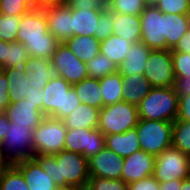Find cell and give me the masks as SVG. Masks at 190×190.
I'll list each match as a JSON object with an SVG mask.
<instances>
[{
  "mask_svg": "<svg viewBox=\"0 0 190 190\" xmlns=\"http://www.w3.org/2000/svg\"><path fill=\"white\" fill-rule=\"evenodd\" d=\"M34 159L58 188L88 186V159L84 155L61 150L54 155H34Z\"/></svg>",
  "mask_w": 190,
  "mask_h": 190,
  "instance_id": "obj_1",
  "label": "cell"
},
{
  "mask_svg": "<svg viewBox=\"0 0 190 190\" xmlns=\"http://www.w3.org/2000/svg\"><path fill=\"white\" fill-rule=\"evenodd\" d=\"M43 89L45 116L63 120L81 103L72 85L60 76L54 75Z\"/></svg>",
  "mask_w": 190,
  "mask_h": 190,
  "instance_id": "obj_2",
  "label": "cell"
},
{
  "mask_svg": "<svg viewBox=\"0 0 190 190\" xmlns=\"http://www.w3.org/2000/svg\"><path fill=\"white\" fill-rule=\"evenodd\" d=\"M179 96L174 87H152L137 105L140 119L174 122L178 114Z\"/></svg>",
  "mask_w": 190,
  "mask_h": 190,
  "instance_id": "obj_3",
  "label": "cell"
},
{
  "mask_svg": "<svg viewBox=\"0 0 190 190\" xmlns=\"http://www.w3.org/2000/svg\"><path fill=\"white\" fill-rule=\"evenodd\" d=\"M137 105L124 101L104 106L100 109L98 129L104 135L125 133L138 124Z\"/></svg>",
  "mask_w": 190,
  "mask_h": 190,
  "instance_id": "obj_4",
  "label": "cell"
},
{
  "mask_svg": "<svg viewBox=\"0 0 190 190\" xmlns=\"http://www.w3.org/2000/svg\"><path fill=\"white\" fill-rule=\"evenodd\" d=\"M34 132L27 126L9 123V128L5 138L0 142V149L4 152L5 159L11 164L32 159L35 155V145L33 142Z\"/></svg>",
  "mask_w": 190,
  "mask_h": 190,
  "instance_id": "obj_5",
  "label": "cell"
},
{
  "mask_svg": "<svg viewBox=\"0 0 190 190\" xmlns=\"http://www.w3.org/2000/svg\"><path fill=\"white\" fill-rule=\"evenodd\" d=\"M136 130L141 149L155 157L172 146L173 122L139 118Z\"/></svg>",
  "mask_w": 190,
  "mask_h": 190,
  "instance_id": "obj_6",
  "label": "cell"
},
{
  "mask_svg": "<svg viewBox=\"0 0 190 190\" xmlns=\"http://www.w3.org/2000/svg\"><path fill=\"white\" fill-rule=\"evenodd\" d=\"M33 132L35 155H54L64 150L67 127L63 120L45 116Z\"/></svg>",
  "mask_w": 190,
  "mask_h": 190,
  "instance_id": "obj_7",
  "label": "cell"
},
{
  "mask_svg": "<svg viewBox=\"0 0 190 190\" xmlns=\"http://www.w3.org/2000/svg\"><path fill=\"white\" fill-rule=\"evenodd\" d=\"M153 177L159 183L189 178L188 156L174 146L168 147L155 157Z\"/></svg>",
  "mask_w": 190,
  "mask_h": 190,
  "instance_id": "obj_8",
  "label": "cell"
},
{
  "mask_svg": "<svg viewBox=\"0 0 190 190\" xmlns=\"http://www.w3.org/2000/svg\"><path fill=\"white\" fill-rule=\"evenodd\" d=\"M144 76L152 87H173L176 80L171 50L150 51Z\"/></svg>",
  "mask_w": 190,
  "mask_h": 190,
  "instance_id": "obj_9",
  "label": "cell"
},
{
  "mask_svg": "<svg viewBox=\"0 0 190 190\" xmlns=\"http://www.w3.org/2000/svg\"><path fill=\"white\" fill-rule=\"evenodd\" d=\"M141 39L152 50H166L165 13L156 6H147L140 15Z\"/></svg>",
  "mask_w": 190,
  "mask_h": 190,
  "instance_id": "obj_10",
  "label": "cell"
},
{
  "mask_svg": "<svg viewBox=\"0 0 190 190\" xmlns=\"http://www.w3.org/2000/svg\"><path fill=\"white\" fill-rule=\"evenodd\" d=\"M50 62L54 74L64 78L71 85L88 77L86 63L75 56L64 42L57 45Z\"/></svg>",
  "mask_w": 190,
  "mask_h": 190,
  "instance_id": "obj_11",
  "label": "cell"
},
{
  "mask_svg": "<svg viewBox=\"0 0 190 190\" xmlns=\"http://www.w3.org/2000/svg\"><path fill=\"white\" fill-rule=\"evenodd\" d=\"M105 147V135L96 129H67L64 150L79 153L87 159Z\"/></svg>",
  "mask_w": 190,
  "mask_h": 190,
  "instance_id": "obj_12",
  "label": "cell"
},
{
  "mask_svg": "<svg viewBox=\"0 0 190 190\" xmlns=\"http://www.w3.org/2000/svg\"><path fill=\"white\" fill-rule=\"evenodd\" d=\"M57 39L49 32L46 15L43 9L30 10L22 15L16 41L24 44L26 40Z\"/></svg>",
  "mask_w": 190,
  "mask_h": 190,
  "instance_id": "obj_13",
  "label": "cell"
},
{
  "mask_svg": "<svg viewBox=\"0 0 190 190\" xmlns=\"http://www.w3.org/2000/svg\"><path fill=\"white\" fill-rule=\"evenodd\" d=\"M124 158L104 147L88 159L90 177L121 179Z\"/></svg>",
  "mask_w": 190,
  "mask_h": 190,
  "instance_id": "obj_14",
  "label": "cell"
},
{
  "mask_svg": "<svg viewBox=\"0 0 190 190\" xmlns=\"http://www.w3.org/2000/svg\"><path fill=\"white\" fill-rule=\"evenodd\" d=\"M154 164L155 156L140 149L124 158L121 179L129 184L153 176Z\"/></svg>",
  "mask_w": 190,
  "mask_h": 190,
  "instance_id": "obj_15",
  "label": "cell"
},
{
  "mask_svg": "<svg viewBox=\"0 0 190 190\" xmlns=\"http://www.w3.org/2000/svg\"><path fill=\"white\" fill-rule=\"evenodd\" d=\"M49 32L60 42L73 36L72 9L67 3L43 8Z\"/></svg>",
  "mask_w": 190,
  "mask_h": 190,
  "instance_id": "obj_16",
  "label": "cell"
},
{
  "mask_svg": "<svg viewBox=\"0 0 190 190\" xmlns=\"http://www.w3.org/2000/svg\"><path fill=\"white\" fill-rule=\"evenodd\" d=\"M4 113L10 122H15L16 125L27 126L32 131L39 126L45 117L36 104L25 99L10 103Z\"/></svg>",
  "mask_w": 190,
  "mask_h": 190,
  "instance_id": "obj_17",
  "label": "cell"
},
{
  "mask_svg": "<svg viewBox=\"0 0 190 190\" xmlns=\"http://www.w3.org/2000/svg\"><path fill=\"white\" fill-rule=\"evenodd\" d=\"M15 166L23 174L29 190H57L58 186L34 159L23 160Z\"/></svg>",
  "mask_w": 190,
  "mask_h": 190,
  "instance_id": "obj_18",
  "label": "cell"
},
{
  "mask_svg": "<svg viewBox=\"0 0 190 190\" xmlns=\"http://www.w3.org/2000/svg\"><path fill=\"white\" fill-rule=\"evenodd\" d=\"M106 9L104 3L99 9L86 10V8L72 9L73 36H96L99 27V18Z\"/></svg>",
  "mask_w": 190,
  "mask_h": 190,
  "instance_id": "obj_19",
  "label": "cell"
},
{
  "mask_svg": "<svg viewBox=\"0 0 190 190\" xmlns=\"http://www.w3.org/2000/svg\"><path fill=\"white\" fill-rule=\"evenodd\" d=\"M152 49L143 42L133 43L123 62L118 66V72L124 75L144 74L145 65Z\"/></svg>",
  "mask_w": 190,
  "mask_h": 190,
  "instance_id": "obj_20",
  "label": "cell"
},
{
  "mask_svg": "<svg viewBox=\"0 0 190 190\" xmlns=\"http://www.w3.org/2000/svg\"><path fill=\"white\" fill-rule=\"evenodd\" d=\"M105 147L122 158L141 149L136 127L125 133L105 135Z\"/></svg>",
  "mask_w": 190,
  "mask_h": 190,
  "instance_id": "obj_21",
  "label": "cell"
},
{
  "mask_svg": "<svg viewBox=\"0 0 190 190\" xmlns=\"http://www.w3.org/2000/svg\"><path fill=\"white\" fill-rule=\"evenodd\" d=\"M27 81L34 88L43 89L55 75L50 60L29 57L24 64Z\"/></svg>",
  "mask_w": 190,
  "mask_h": 190,
  "instance_id": "obj_22",
  "label": "cell"
},
{
  "mask_svg": "<svg viewBox=\"0 0 190 190\" xmlns=\"http://www.w3.org/2000/svg\"><path fill=\"white\" fill-rule=\"evenodd\" d=\"M100 109L80 103L63 121L67 129H96Z\"/></svg>",
  "mask_w": 190,
  "mask_h": 190,
  "instance_id": "obj_23",
  "label": "cell"
},
{
  "mask_svg": "<svg viewBox=\"0 0 190 190\" xmlns=\"http://www.w3.org/2000/svg\"><path fill=\"white\" fill-rule=\"evenodd\" d=\"M152 86L144 74L123 76V101L138 105L150 92Z\"/></svg>",
  "mask_w": 190,
  "mask_h": 190,
  "instance_id": "obj_24",
  "label": "cell"
},
{
  "mask_svg": "<svg viewBox=\"0 0 190 190\" xmlns=\"http://www.w3.org/2000/svg\"><path fill=\"white\" fill-rule=\"evenodd\" d=\"M113 35L138 43L141 39L140 16L114 12Z\"/></svg>",
  "mask_w": 190,
  "mask_h": 190,
  "instance_id": "obj_25",
  "label": "cell"
},
{
  "mask_svg": "<svg viewBox=\"0 0 190 190\" xmlns=\"http://www.w3.org/2000/svg\"><path fill=\"white\" fill-rule=\"evenodd\" d=\"M64 43L75 56L85 63L100 53V41L94 36H72Z\"/></svg>",
  "mask_w": 190,
  "mask_h": 190,
  "instance_id": "obj_26",
  "label": "cell"
},
{
  "mask_svg": "<svg viewBox=\"0 0 190 190\" xmlns=\"http://www.w3.org/2000/svg\"><path fill=\"white\" fill-rule=\"evenodd\" d=\"M72 87L82 104H88L99 109L104 107L99 79L86 77Z\"/></svg>",
  "mask_w": 190,
  "mask_h": 190,
  "instance_id": "obj_27",
  "label": "cell"
},
{
  "mask_svg": "<svg viewBox=\"0 0 190 190\" xmlns=\"http://www.w3.org/2000/svg\"><path fill=\"white\" fill-rule=\"evenodd\" d=\"M190 28L188 14L165 13V34L167 50H172L178 44L179 39Z\"/></svg>",
  "mask_w": 190,
  "mask_h": 190,
  "instance_id": "obj_28",
  "label": "cell"
},
{
  "mask_svg": "<svg viewBox=\"0 0 190 190\" xmlns=\"http://www.w3.org/2000/svg\"><path fill=\"white\" fill-rule=\"evenodd\" d=\"M9 83L10 103L23 100L27 96L28 81L24 67L7 68L4 72Z\"/></svg>",
  "mask_w": 190,
  "mask_h": 190,
  "instance_id": "obj_29",
  "label": "cell"
},
{
  "mask_svg": "<svg viewBox=\"0 0 190 190\" xmlns=\"http://www.w3.org/2000/svg\"><path fill=\"white\" fill-rule=\"evenodd\" d=\"M132 45L133 42L112 34L100 41V53L108 56L118 67L125 59Z\"/></svg>",
  "mask_w": 190,
  "mask_h": 190,
  "instance_id": "obj_30",
  "label": "cell"
},
{
  "mask_svg": "<svg viewBox=\"0 0 190 190\" xmlns=\"http://www.w3.org/2000/svg\"><path fill=\"white\" fill-rule=\"evenodd\" d=\"M104 106L123 101V76L113 73L99 79Z\"/></svg>",
  "mask_w": 190,
  "mask_h": 190,
  "instance_id": "obj_31",
  "label": "cell"
},
{
  "mask_svg": "<svg viewBox=\"0 0 190 190\" xmlns=\"http://www.w3.org/2000/svg\"><path fill=\"white\" fill-rule=\"evenodd\" d=\"M88 77L101 79L107 75L118 72L117 65L108 56L99 53L86 62Z\"/></svg>",
  "mask_w": 190,
  "mask_h": 190,
  "instance_id": "obj_32",
  "label": "cell"
},
{
  "mask_svg": "<svg viewBox=\"0 0 190 190\" xmlns=\"http://www.w3.org/2000/svg\"><path fill=\"white\" fill-rule=\"evenodd\" d=\"M59 43L58 39H36L26 40L24 46L28 51L29 57L51 60Z\"/></svg>",
  "mask_w": 190,
  "mask_h": 190,
  "instance_id": "obj_33",
  "label": "cell"
},
{
  "mask_svg": "<svg viewBox=\"0 0 190 190\" xmlns=\"http://www.w3.org/2000/svg\"><path fill=\"white\" fill-rule=\"evenodd\" d=\"M105 4L111 12L136 16L148 6L145 0H105Z\"/></svg>",
  "mask_w": 190,
  "mask_h": 190,
  "instance_id": "obj_34",
  "label": "cell"
},
{
  "mask_svg": "<svg viewBox=\"0 0 190 190\" xmlns=\"http://www.w3.org/2000/svg\"><path fill=\"white\" fill-rule=\"evenodd\" d=\"M172 146L187 156L190 155V122L178 119L173 122Z\"/></svg>",
  "mask_w": 190,
  "mask_h": 190,
  "instance_id": "obj_35",
  "label": "cell"
},
{
  "mask_svg": "<svg viewBox=\"0 0 190 190\" xmlns=\"http://www.w3.org/2000/svg\"><path fill=\"white\" fill-rule=\"evenodd\" d=\"M0 190H29L23 174L15 165H10L0 174Z\"/></svg>",
  "mask_w": 190,
  "mask_h": 190,
  "instance_id": "obj_36",
  "label": "cell"
},
{
  "mask_svg": "<svg viewBox=\"0 0 190 190\" xmlns=\"http://www.w3.org/2000/svg\"><path fill=\"white\" fill-rule=\"evenodd\" d=\"M22 15L0 14V40L5 42L16 41Z\"/></svg>",
  "mask_w": 190,
  "mask_h": 190,
  "instance_id": "obj_37",
  "label": "cell"
},
{
  "mask_svg": "<svg viewBox=\"0 0 190 190\" xmlns=\"http://www.w3.org/2000/svg\"><path fill=\"white\" fill-rule=\"evenodd\" d=\"M28 58L24 44L18 41L8 42L7 68L23 67Z\"/></svg>",
  "mask_w": 190,
  "mask_h": 190,
  "instance_id": "obj_38",
  "label": "cell"
},
{
  "mask_svg": "<svg viewBox=\"0 0 190 190\" xmlns=\"http://www.w3.org/2000/svg\"><path fill=\"white\" fill-rule=\"evenodd\" d=\"M88 186L91 190H128V184L122 179L90 177Z\"/></svg>",
  "mask_w": 190,
  "mask_h": 190,
  "instance_id": "obj_39",
  "label": "cell"
},
{
  "mask_svg": "<svg viewBox=\"0 0 190 190\" xmlns=\"http://www.w3.org/2000/svg\"><path fill=\"white\" fill-rule=\"evenodd\" d=\"M171 55L175 77H190V53H181L172 49Z\"/></svg>",
  "mask_w": 190,
  "mask_h": 190,
  "instance_id": "obj_40",
  "label": "cell"
},
{
  "mask_svg": "<svg viewBox=\"0 0 190 190\" xmlns=\"http://www.w3.org/2000/svg\"><path fill=\"white\" fill-rule=\"evenodd\" d=\"M155 6L167 14H189L190 11V6L186 0H159Z\"/></svg>",
  "mask_w": 190,
  "mask_h": 190,
  "instance_id": "obj_41",
  "label": "cell"
},
{
  "mask_svg": "<svg viewBox=\"0 0 190 190\" xmlns=\"http://www.w3.org/2000/svg\"><path fill=\"white\" fill-rule=\"evenodd\" d=\"M114 12L107 8L101 13L99 18V27L97 35L95 36L99 41L106 39L113 32Z\"/></svg>",
  "mask_w": 190,
  "mask_h": 190,
  "instance_id": "obj_42",
  "label": "cell"
},
{
  "mask_svg": "<svg viewBox=\"0 0 190 190\" xmlns=\"http://www.w3.org/2000/svg\"><path fill=\"white\" fill-rule=\"evenodd\" d=\"M0 10L2 15H24L31 9L23 0H0Z\"/></svg>",
  "mask_w": 190,
  "mask_h": 190,
  "instance_id": "obj_43",
  "label": "cell"
},
{
  "mask_svg": "<svg viewBox=\"0 0 190 190\" xmlns=\"http://www.w3.org/2000/svg\"><path fill=\"white\" fill-rule=\"evenodd\" d=\"M128 190H160V183L153 176H148L129 183Z\"/></svg>",
  "mask_w": 190,
  "mask_h": 190,
  "instance_id": "obj_44",
  "label": "cell"
},
{
  "mask_svg": "<svg viewBox=\"0 0 190 190\" xmlns=\"http://www.w3.org/2000/svg\"><path fill=\"white\" fill-rule=\"evenodd\" d=\"M177 119L190 122V94L179 96Z\"/></svg>",
  "mask_w": 190,
  "mask_h": 190,
  "instance_id": "obj_45",
  "label": "cell"
},
{
  "mask_svg": "<svg viewBox=\"0 0 190 190\" xmlns=\"http://www.w3.org/2000/svg\"><path fill=\"white\" fill-rule=\"evenodd\" d=\"M71 9L86 8V10L99 9L105 0H66Z\"/></svg>",
  "mask_w": 190,
  "mask_h": 190,
  "instance_id": "obj_46",
  "label": "cell"
},
{
  "mask_svg": "<svg viewBox=\"0 0 190 190\" xmlns=\"http://www.w3.org/2000/svg\"><path fill=\"white\" fill-rule=\"evenodd\" d=\"M9 83L5 74L0 76V112H4L7 106L10 104L9 99Z\"/></svg>",
  "mask_w": 190,
  "mask_h": 190,
  "instance_id": "obj_47",
  "label": "cell"
},
{
  "mask_svg": "<svg viewBox=\"0 0 190 190\" xmlns=\"http://www.w3.org/2000/svg\"><path fill=\"white\" fill-rule=\"evenodd\" d=\"M44 97V89L34 88L30 84L28 85L27 96L24 98L25 100L30 101L37 105V107L42 111V102Z\"/></svg>",
  "mask_w": 190,
  "mask_h": 190,
  "instance_id": "obj_48",
  "label": "cell"
},
{
  "mask_svg": "<svg viewBox=\"0 0 190 190\" xmlns=\"http://www.w3.org/2000/svg\"><path fill=\"white\" fill-rule=\"evenodd\" d=\"M173 87L178 96L190 94V77L176 78Z\"/></svg>",
  "mask_w": 190,
  "mask_h": 190,
  "instance_id": "obj_49",
  "label": "cell"
},
{
  "mask_svg": "<svg viewBox=\"0 0 190 190\" xmlns=\"http://www.w3.org/2000/svg\"><path fill=\"white\" fill-rule=\"evenodd\" d=\"M173 50L181 53H190V28L179 39L178 44L175 46Z\"/></svg>",
  "mask_w": 190,
  "mask_h": 190,
  "instance_id": "obj_50",
  "label": "cell"
},
{
  "mask_svg": "<svg viewBox=\"0 0 190 190\" xmlns=\"http://www.w3.org/2000/svg\"><path fill=\"white\" fill-rule=\"evenodd\" d=\"M66 3V0H32V10L43 9Z\"/></svg>",
  "mask_w": 190,
  "mask_h": 190,
  "instance_id": "obj_51",
  "label": "cell"
},
{
  "mask_svg": "<svg viewBox=\"0 0 190 190\" xmlns=\"http://www.w3.org/2000/svg\"><path fill=\"white\" fill-rule=\"evenodd\" d=\"M9 119L4 112H0V142L5 138L9 128Z\"/></svg>",
  "mask_w": 190,
  "mask_h": 190,
  "instance_id": "obj_52",
  "label": "cell"
},
{
  "mask_svg": "<svg viewBox=\"0 0 190 190\" xmlns=\"http://www.w3.org/2000/svg\"><path fill=\"white\" fill-rule=\"evenodd\" d=\"M182 180L172 179L168 182L160 183V190H181Z\"/></svg>",
  "mask_w": 190,
  "mask_h": 190,
  "instance_id": "obj_53",
  "label": "cell"
},
{
  "mask_svg": "<svg viewBox=\"0 0 190 190\" xmlns=\"http://www.w3.org/2000/svg\"><path fill=\"white\" fill-rule=\"evenodd\" d=\"M8 42L0 40V63L7 69Z\"/></svg>",
  "mask_w": 190,
  "mask_h": 190,
  "instance_id": "obj_54",
  "label": "cell"
},
{
  "mask_svg": "<svg viewBox=\"0 0 190 190\" xmlns=\"http://www.w3.org/2000/svg\"><path fill=\"white\" fill-rule=\"evenodd\" d=\"M11 164L5 159L4 152L0 149V174L3 173Z\"/></svg>",
  "mask_w": 190,
  "mask_h": 190,
  "instance_id": "obj_55",
  "label": "cell"
},
{
  "mask_svg": "<svg viewBox=\"0 0 190 190\" xmlns=\"http://www.w3.org/2000/svg\"><path fill=\"white\" fill-rule=\"evenodd\" d=\"M181 190H190V177L182 180Z\"/></svg>",
  "mask_w": 190,
  "mask_h": 190,
  "instance_id": "obj_56",
  "label": "cell"
},
{
  "mask_svg": "<svg viewBox=\"0 0 190 190\" xmlns=\"http://www.w3.org/2000/svg\"><path fill=\"white\" fill-rule=\"evenodd\" d=\"M148 6H155L159 0H145Z\"/></svg>",
  "mask_w": 190,
  "mask_h": 190,
  "instance_id": "obj_57",
  "label": "cell"
},
{
  "mask_svg": "<svg viewBox=\"0 0 190 190\" xmlns=\"http://www.w3.org/2000/svg\"><path fill=\"white\" fill-rule=\"evenodd\" d=\"M23 2L32 10V0H23Z\"/></svg>",
  "mask_w": 190,
  "mask_h": 190,
  "instance_id": "obj_58",
  "label": "cell"
},
{
  "mask_svg": "<svg viewBox=\"0 0 190 190\" xmlns=\"http://www.w3.org/2000/svg\"><path fill=\"white\" fill-rule=\"evenodd\" d=\"M74 190H91V189L89 188V186H84V187H76L74 188Z\"/></svg>",
  "mask_w": 190,
  "mask_h": 190,
  "instance_id": "obj_59",
  "label": "cell"
},
{
  "mask_svg": "<svg viewBox=\"0 0 190 190\" xmlns=\"http://www.w3.org/2000/svg\"><path fill=\"white\" fill-rule=\"evenodd\" d=\"M5 72V66L0 63V76H2Z\"/></svg>",
  "mask_w": 190,
  "mask_h": 190,
  "instance_id": "obj_60",
  "label": "cell"
},
{
  "mask_svg": "<svg viewBox=\"0 0 190 190\" xmlns=\"http://www.w3.org/2000/svg\"><path fill=\"white\" fill-rule=\"evenodd\" d=\"M57 190H74V188H72V187H68V188H58Z\"/></svg>",
  "mask_w": 190,
  "mask_h": 190,
  "instance_id": "obj_61",
  "label": "cell"
},
{
  "mask_svg": "<svg viewBox=\"0 0 190 190\" xmlns=\"http://www.w3.org/2000/svg\"><path fill=\"white\" fill-rule=\"evenodd\" d=\"M186 2L188 3V5L190 6V0H186Z\"/></svg>",
  "mask_w": 190,
  "mask_h": 190,
  "instance_id": "obj_62",
  "label": "cell"
},
{
  "mask_svg": "<svg viewBox=\"0 0 190 190\" xmlns=\"http://www.w3.org/2000/svg\"><path fill=\"white\" fill-rule=\"evenodd\" d=\"M188 159H189V168H190V155L188 156Z\"/></svg>",
  "mask_w": 190,
  "mask_h": 190,
  "instance_id": "obj_63",
  "label": "cell"
}]
</instances>
